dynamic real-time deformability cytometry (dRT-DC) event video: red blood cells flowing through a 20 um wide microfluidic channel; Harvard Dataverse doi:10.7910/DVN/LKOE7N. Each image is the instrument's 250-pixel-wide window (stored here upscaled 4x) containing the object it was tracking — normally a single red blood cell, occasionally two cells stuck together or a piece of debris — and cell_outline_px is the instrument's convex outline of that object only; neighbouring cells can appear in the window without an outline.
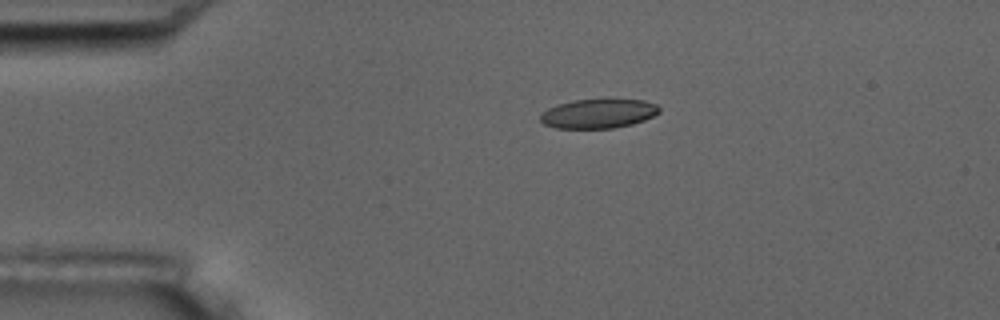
{"species": "common noctule bat (a hibernating species)", "species_latin": "Nyctalus noctula", "temperature_condition": "room temperature", "stored_images_in_passage": 4, "camera_frame_rate_fps": 3000, "um_per_image_px": 0.085, "animal": {"sex": "male", "body_mass_g": 17.5, "forearm_length_mm": 52.3}, "frame": {"image": 1, "passage_image": 2, "time_ms": 1.0, "image_size_px": [1000, 320], "cell_outline_px": [[660, 112], [644, 120], [632, 124], [612, 128], [556, 128], [544, 124], [540, 120], [540, 112], [556, 104], [576, 100], [644, 100], [656, 104], [660, 108]], "centroid_in_image_um": [50.83, 9.66], "position_along_channel_um": 34.2, "area_um2": 20.17}}
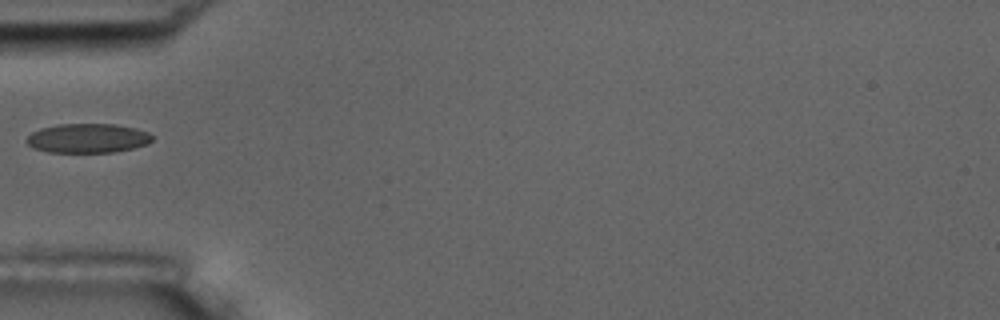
{"frame": {"image": 2, "passage_image": 4, "time_ms": 3.333, "image_size_px": [1000, 320], "cell_outline_px": [[156, 136], [148, 144], [132, 148], [112, 152], [48, 152], [32, 148], [28, 144], [28, 136], [32, 132], [40, 128], [56, 124], [116, 124], [136, 128], [148, 132]], "centroid_in_image_um": [7.48, 11.74], "position_along_channel_um": 77.5, "area_um2": 21.56}}